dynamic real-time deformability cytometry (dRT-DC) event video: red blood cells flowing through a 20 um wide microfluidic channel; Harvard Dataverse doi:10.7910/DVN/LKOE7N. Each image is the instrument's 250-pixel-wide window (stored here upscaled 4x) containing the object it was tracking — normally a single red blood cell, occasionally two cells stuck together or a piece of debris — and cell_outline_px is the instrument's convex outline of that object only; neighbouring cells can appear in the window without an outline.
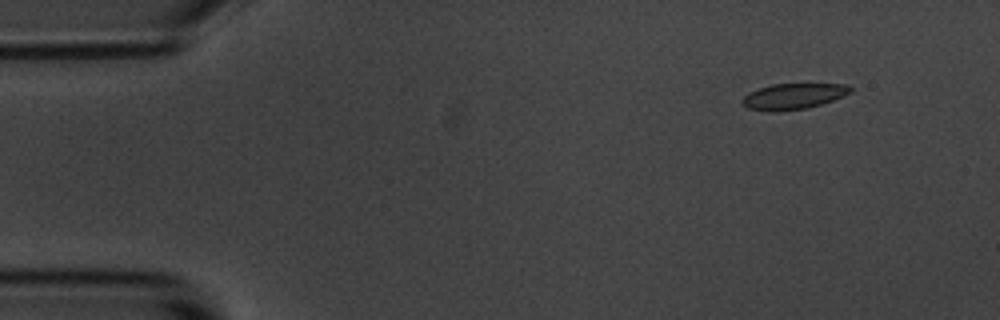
{"species": "common noctule bat (a hibernating species)", "species_latin": "Nyctalus noctula", "temperature_condition": "room temperature", "stored_images_in_passage": 4, "camera_frame_rate_fps": 3000, "um_per_image_px": 0.085, "animal": {"sex": "male", "body_mass_g": 20.1, "forearm_length_mm": 53.5}, "frame": {"image": 1, "passage_image": 2, "time_ms": 1.333, "image_size_px": [1000, 320], "cell_outline_px": [[852, 92], [844, 96], [808, 108], [776, 112], [768, 112], [748, 108], [740, 100], [748, 92], [772, 84], [848, 84], [852, 88]], "centroid_in_image_um": [67.43, 8.19], "position_along_channel_um": 17.6, "area_um2": 16.36}}
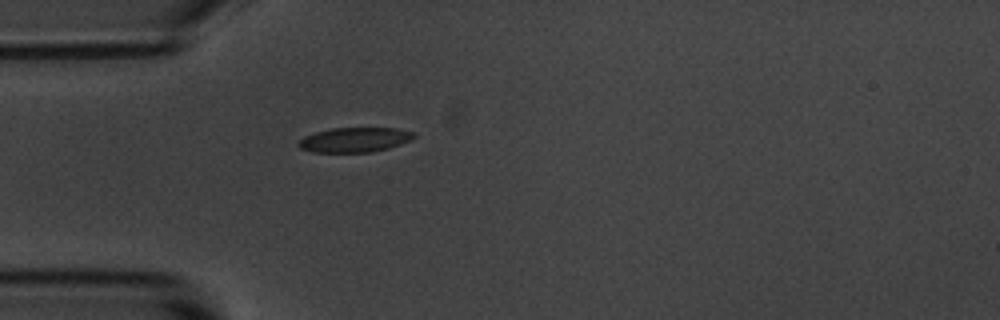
{"frame": {"image": 2, "passage_image": 4, "time_ms": 4.667, "image_size_px": [1000, 320], "cell_outline_px": [[416, 136], [412, 140], [388, 148], [372, 152], [312, 152], [300, 148], [296, 144], [304, 136], [316, 132], [332, 128], [396, 128], [412, 132]], "centroid_in_image_um": [30.13, 11.88], "position_along_channel_um": 54.9, "area_um2": 16.59}}